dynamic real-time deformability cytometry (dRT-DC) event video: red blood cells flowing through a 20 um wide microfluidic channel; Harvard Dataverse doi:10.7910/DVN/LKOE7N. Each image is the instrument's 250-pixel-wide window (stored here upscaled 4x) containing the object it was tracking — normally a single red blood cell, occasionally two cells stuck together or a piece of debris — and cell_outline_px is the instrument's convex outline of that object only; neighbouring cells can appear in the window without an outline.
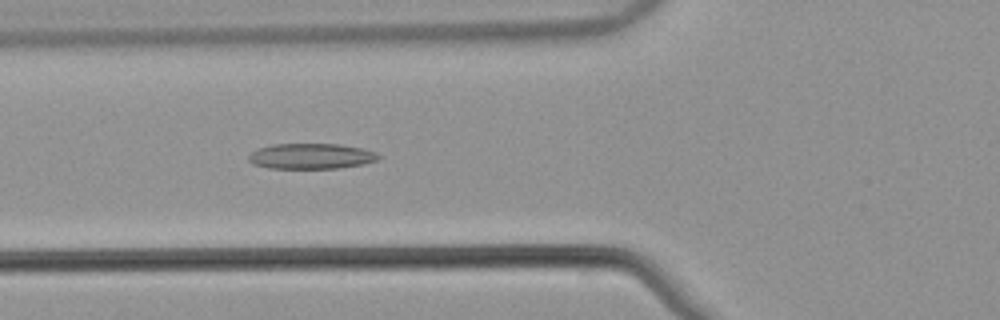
{"species": "common noctule bat (a hibernating species)", "species_latin": "Nyctalus noctula", "temperature_condition": "warm", "stored_images_in_passage": 55, "camera_frame_rate_fps": 3000, "um_per_image_px": 0.085, "animal": {"sex": "male", "body_mass_g": 21.5, "forearm_length_mm": 52.0}, "frame": {"image": 1, "passage_image": 21, "time_ms": 6.667, "image_size_px": [1000, 320], "cell_outline_px": [[380, 156], [376, 160], [364, 164], [336, 168], [268, 168], [252, 164], [248, 160], [248, 156], [252, 152], [260, 148], [272, 144], [340, 144], [360, 148], [376, 152]], "centroid_in_image_um": [26.42, 13.27], "position_along_channel_um": 99.4, "area_um2": 19.19}}
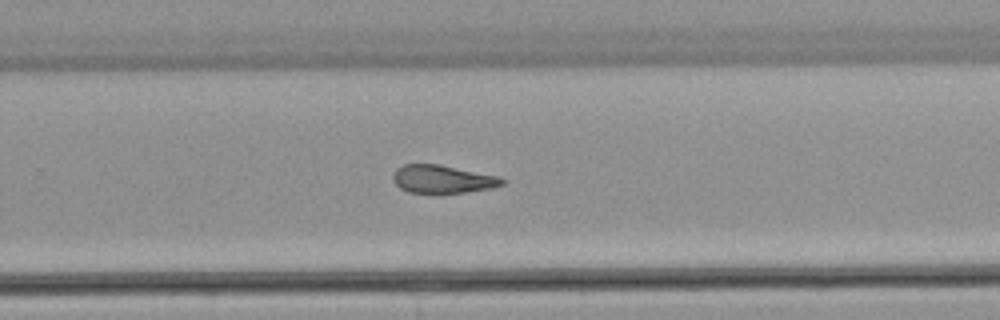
{"frame": {"image": 2, "passage_image": 36, "time_ms": 11.667, "image_size_px": [1000, 320], "cell_outline_px": [[504, 184], [492, 188], [464, 192], [408, 192], [400, 188], [392, 180], [392, 176], [396, 168], [404, 164], [436, 164], [500, 176], [504, 180]], "centroid_in_image_um": [37.6, 15.21], "position_along_channel_um": 292.2, "area_um2": 17.63}}
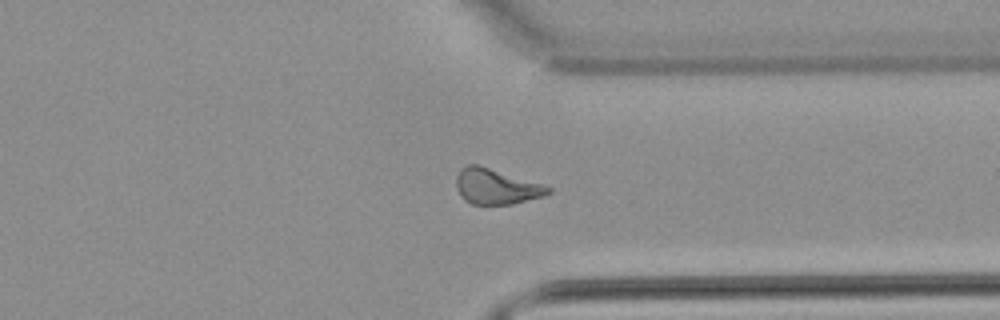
{"frame": {"image": 3, "passage_image": 42, "time_ms": 13.667, "image_size_px": [1000, 320], "cell_outline_px": [[552, 192], [544, 196], [512, 204], [472, 204], [464, 200], [460, 196], [456, 188], [456, 176], [460, 168], [468, 164], [476, 164], [540, 184], [552, 188]], "centroid_in_image_um": [42.12, 15.87], "position_along_channel_um": 369.3, "area_um2": 18.73}}